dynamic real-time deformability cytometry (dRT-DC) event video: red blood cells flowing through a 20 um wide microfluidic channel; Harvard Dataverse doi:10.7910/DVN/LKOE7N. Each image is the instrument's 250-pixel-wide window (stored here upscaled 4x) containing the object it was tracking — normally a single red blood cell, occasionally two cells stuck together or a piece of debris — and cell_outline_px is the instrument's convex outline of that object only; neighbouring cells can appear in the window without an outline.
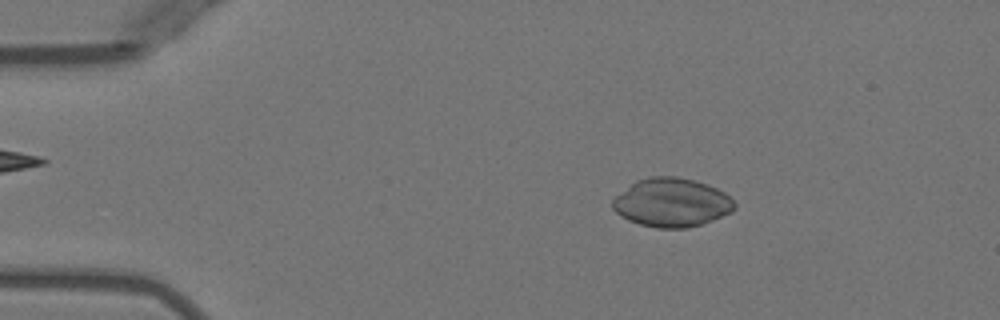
{"species": "Egyptian fruit bat (a non-hibernating species)", "species_latin": "Rousettus aegyptiacus", "temperature_condition": "warm", "stored_images_in_passage": 50, "camera_frame_rate_fps": 3000, "um_per_image_px": 0.085, "animal": {"sex": "female"}, "frame": {"image": 1, "passage_image": 8, "time_ms": 2.333, "image_size_px": [1000, 320], "cell_outline_px": [[736, 208], [732, 212], [712, 220], [688, 228], [656, 228], [640, 224], [628, 220], [620, 216], [612, 208], [612, 200], [616, 196], [636, 180], [648, 176], [676, 176], [696, 180], [708, 184], [724, 192], [736, 204]], "centroid_in_image_um": [57.09, 17.21], "position_along_channel_um": 27.9, "area_um2": 34.74}}
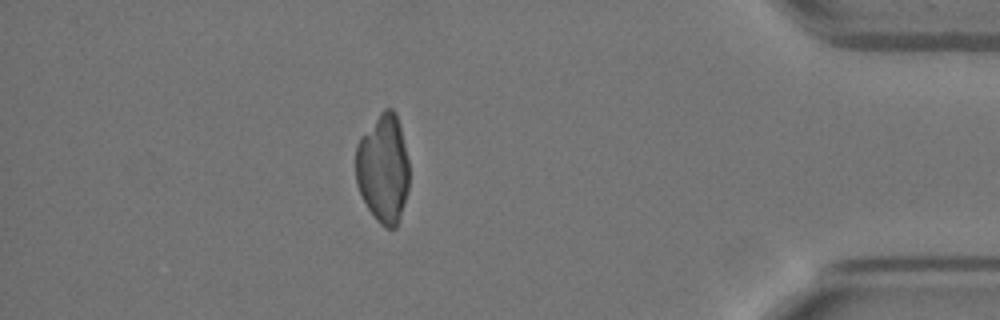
{"frame": {"image": 2, "passage_image": 44, "time_ms": 14.333, "image_size_px": [1000, 320], "cell_outline_px": [[408, 188], [404, 204], [396, 228], [384, 228], [376, 220], [368, 208], [356, 184], [356, 144], [360, 136], [380, 112], [384, 108], [392, 108], [396, 112], [408, 160]], "centroid_in_image_um": [32.55, 14.32], "position_along_channel_um": 402.6, "area_um2": 33.87}}